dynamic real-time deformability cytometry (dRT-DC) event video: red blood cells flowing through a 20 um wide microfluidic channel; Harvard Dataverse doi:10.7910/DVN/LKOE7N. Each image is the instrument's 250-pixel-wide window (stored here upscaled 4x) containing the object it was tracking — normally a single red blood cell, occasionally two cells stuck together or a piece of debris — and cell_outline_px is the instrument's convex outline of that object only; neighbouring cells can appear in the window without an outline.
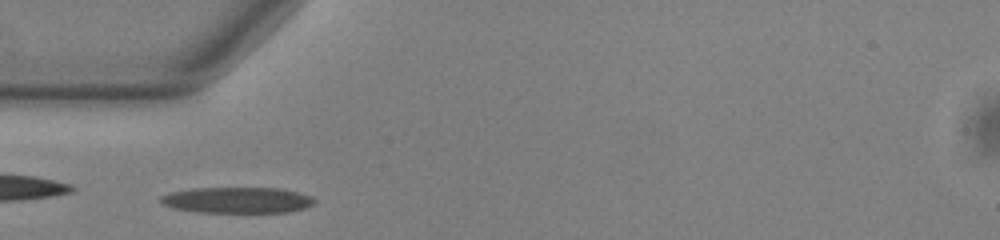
{"species": "common noctule bat (a hibernating species)", "species_latin": "Nyctalus noctula", "temperature_condition": "warm", "stored_images_in_passage": 52, "camera_frame_rate_fps": 3000, "um_per_image_px": 0.085, "animal": {"sex": "male", "body_mass_g": 13.0, "forearm_length_mm": 53.1}, "frame": {"image": 1, "passage_image": 15, "time_ms": 4.667, "image_size_px": [1000, 240], "cell_outline_px": [[316, 200], [312, 204], [304, 208], [288, 212], [196, 212], [172, 208], [164, 204], [160, 200], [160, 196], [168, 192], [192, 188], [280, 188], [300, 192], [312, 196]], "centroid_in_image_um": [20.16, 17.0], "position_along_channel_um": 64.8, "area_um2": 23.41}}
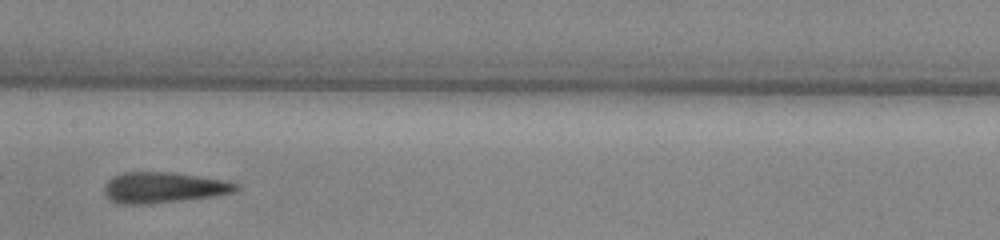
{"frame": {"image": 2, "passage_image": 25, "time_ms": 8.0, "image_size_px": [1000, 240], "cell_outline_px": [[240, 188], [236, 192], [212, 196], [148, 204], [116, 204], [104, 192], [104, 184], [112, 176], [120, 172], [172, 172], [224, 180], [240, 184]], "centroid_in_image_um": [13.88, 15.93], "position_along_channel_um": 193.5, "area_um2": 23.7}}
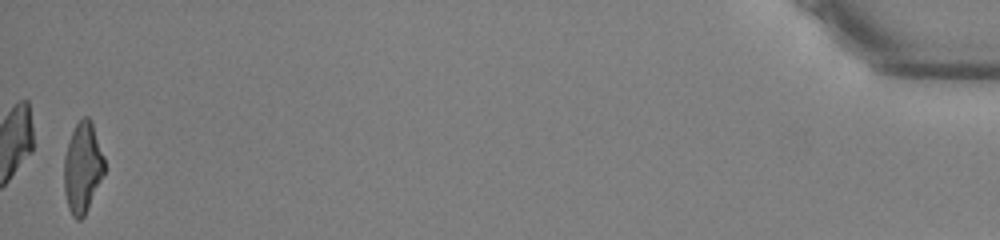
{"frame": {"image": 3, "passage_image": 51, "time_ms": 16.667, "image_size_px": [1000, 240], "cell_outline_px": [[104, 172], [88, 208], [84, 216], [80, 220], [76, 220], [72, 216], [68, 208], [64, 192], [64, 156], [72, 132], [76, 124], [84, 116], [88, 116], [92, 120], [104, 156]], "centroid_in_image_um": [7.01, 14.24], "position_along_channel_um": 428.2, "area_um2": 21.27}, "authors_computed_cell_mechanics": {"area_um2": 22.6287, "velocity_mm_per_s": 3.8708, "shape_relaxation_time_tau1_ms": 8.3374, "shape_relaxation_time_tau2_ms": 1.8683, "deformation_change_tau1": 0.2514, "deformation_change_tau2": 0.1505}}